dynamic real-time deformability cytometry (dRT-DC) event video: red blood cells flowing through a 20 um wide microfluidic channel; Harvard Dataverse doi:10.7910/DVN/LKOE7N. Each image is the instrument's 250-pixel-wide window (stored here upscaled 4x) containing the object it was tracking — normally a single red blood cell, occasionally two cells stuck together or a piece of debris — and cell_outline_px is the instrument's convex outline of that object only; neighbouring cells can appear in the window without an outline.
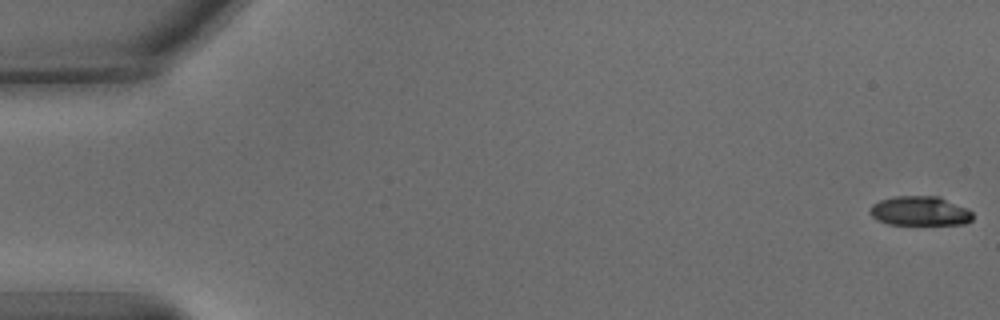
{"species": "common noctule bat (a hibernating species)", "species_latin": "Nyctalus noctula", "temperature_condition": "warm", "stored_images_in_passage": 54, "camera_frame_rate_fps": 3000, "um_per_image_px": 0.085, "animal": {"sex": "male", "body_mass_g": 15.6}, "frame": {"image": 1, "passage_image": 1, "time_ms": 0.0, "image_size_px": [1000, 320], "cell_outline_px": [[972, 220], [964, 224], [888, 224], [876, 220], [868, 212], [872, 204], [880, 200], [896, 196], [940, 196], [968, 208], [972, 212]], "centroid_in_image_um": [78.19, 17.93], "position_along_channel_um": 6.8, "area_um2": 17.74}}
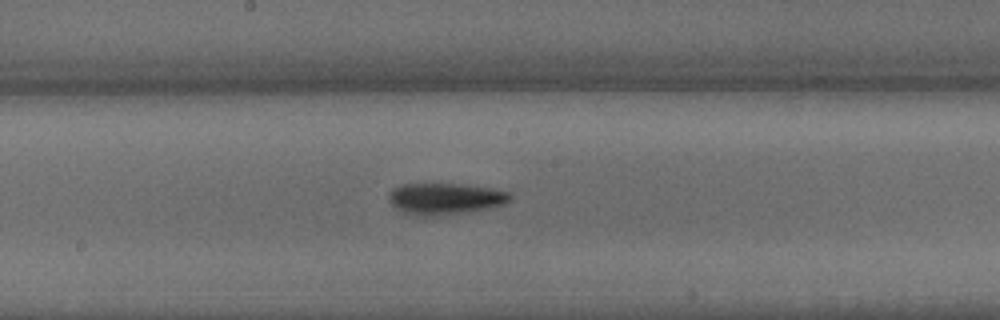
{"frame": {"image": 2, "passage_image": 29, "time_ms": 9.333, "image_size_px": [1000, 320], "cell_outline_px": [[512, 200], [504, 204], [488, 208], [468, 212], [416, 216], [404, 212], [396, 208], [388, 200], [388, 196], [392, 188], [404, 184], [460, 184], [488, 188], [508, 192], [512, 196]], "centroid_in_image_um": [37.82, 16.88], "position_along_channel_um": 210.4, "area_um2": 21.91}}
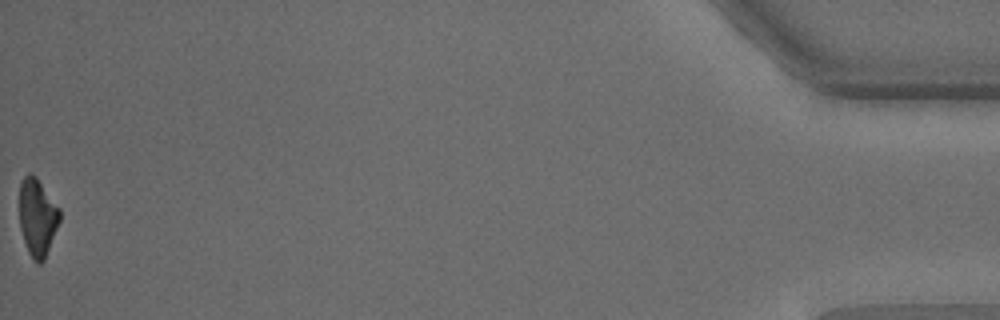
{"frame": {"image": 3, "passage_image": 54, "time_ms": 17.667, "image_size_px": [1000, 320], "cell_outline_px": [[60, 220], [44, 260], [40, 264], [36, 264], [28, 252], [20, 228], [20, 180], [28, 172], [32, 172], [36, 176], [60, 208]], "centroid_in_image_um": [3.18, 18.44], "position_along_channel_um": 432.0, "area_um2": 18.26}, "authors_computed_cell_mechanics": {"area_um2": 19.8832, "velocity_mm_per_s": 3.8202, "shape_relaxation_time_tau1_ms": 3.6758, "shape_relaxation_time_tau2_ms": null, "deformation_change_tau1": 0.1604, "deformation_change_tau2": null}}